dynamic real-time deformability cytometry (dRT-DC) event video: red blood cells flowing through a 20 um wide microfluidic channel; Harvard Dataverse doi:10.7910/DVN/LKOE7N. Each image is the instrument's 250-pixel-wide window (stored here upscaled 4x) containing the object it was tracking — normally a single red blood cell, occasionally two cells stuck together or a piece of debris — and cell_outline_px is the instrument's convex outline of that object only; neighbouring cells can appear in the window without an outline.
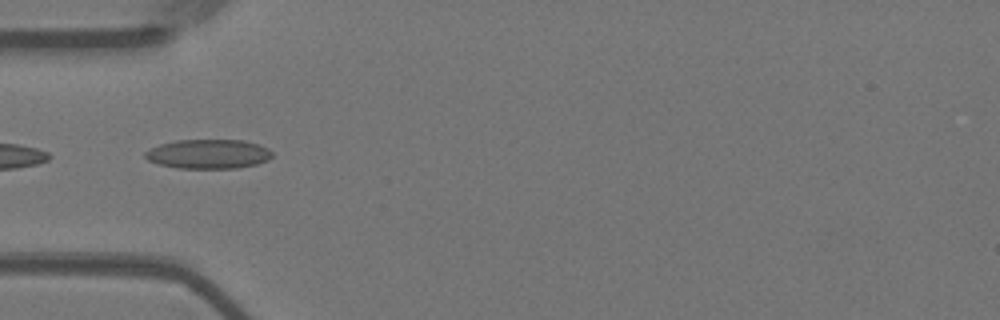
{"species": "Egyptian fruit bat (a non-hibernating species)", "species_latin": "Rousettus aegyptiacus", "temperature_condition": "warm", "stored_images_in_passage": 6, "camera_frame_rate_fps": 3000, "um_per_image_px": 0.085, "animal": {"sex": "female"}, "frame": {"image": 1, "passage_image": 1, "time_ms": 0.0, "image_size_px": [1000, 320], "cell_outline_px": [[272, 156], [268, 160], [256, 164], [236, 168], [176, 168], [160, 164], [148, 160], [144, 156], [144, 152], [160, 144], [176, 140], [240, 140], [260, 144], [268, 148], [272, 152]], "centroid_in_image_um": [17.72, 13.09], "position_along_channel_um": 67.3, "area_um2": 21.68}}
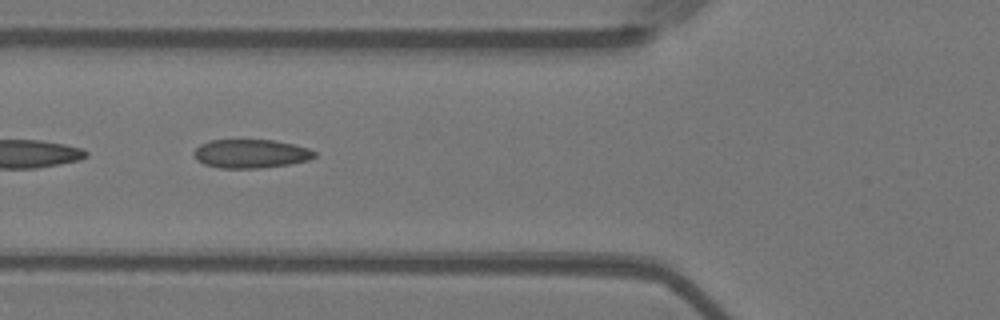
{"frame": {"image": 2, "passage_image": 4, "time_ms": 1.0, "image_size_px": [1000, 320], "cell_outline_px": [[316, 156], [308, 160], [288, 164], [260, 168], [220, 168], [204, 164], [196, 160], [192, 152], [200, 144], [208, 140], [272, 140], [292, 144], [308, 148], [316, 152]], "centroid_in_image_um": [21.27, 13.06], "position_along_channel_um": 104.5, "area_um2": 20.17}}